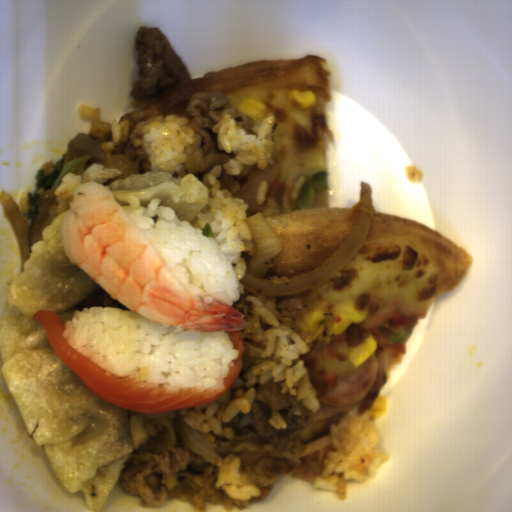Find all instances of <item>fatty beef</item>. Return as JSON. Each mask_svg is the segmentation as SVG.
I'll list each match as a JSON object with an SVG mask.
<instances>
[{"label":"fatty beef","mask_w":512,"mask_h":512,"mask_svg":"<svg viewBox=\"0 0 512 512\" xmlns=\"http://www.w3.org/2000/svg\"><path fill=\"white\" fill-rule=\"evenodd\" d=\"M312 411L270 381L256 388L248 412L228 421L232 439L205 432L222 460L239 457L242 478L260 492L259 497L235 499L215 484L218 464L196 456L178 436L170 449L155 452L165 435L161 419L126 408L133 451L116 482L146 507L169 500L187 501L201 512L219 505L232 510L253 505L264 500L277 481L298 470L302 435Z\"/></svg>","instance_id":"fatty-beef-1"},{"label":"fatty beef","mask_w":512,"mask_h":512,"mask_svg":"<svg viewBox=\"0 0 512 512\" xmlns=\"http://www.w3.org/2000/svg\"><path fill=\"white\" fill-rule=\"evenodd\" d=\"M134 44L138 75L129 95L134 100L133 111L120 117L121 143L111 153H106L103 147L112 138V123L96 121L87 132L77 133L70 140L62 158L64 162H69L88 156L83 170L93 165L119 169V176L102 183L101 186L106 189L133 174H150L152 165L144 148L142 134L133 131L146 119L144 109L147 104L193 79L170 39L155 25H139Z\"/></svg>","instance_id":"fatty-beef-2"},{"label":"fatty beef","mask_w":512,"mask_h":512,"mask_svg":"<svg viewBox=\"0 0 512 512\" xmlns=\"http://www.w3.org/2000/svg\"><path fill=\"white\" fill-rule=\"evenodd\" d=\"M188 111L195 138L183 173L185 177L196 175L201 184L207 173L234 157L233 152L223 151L220 147L216 123L225 116L231 117L244 133L258 138L259 132L253 119L233 106L223 91L194 93Z\"/></svg>","instance_id":"fatty-beef-3"}]
</instances>
